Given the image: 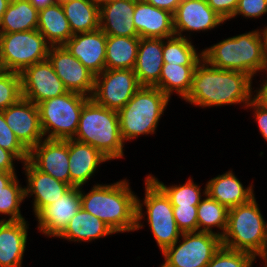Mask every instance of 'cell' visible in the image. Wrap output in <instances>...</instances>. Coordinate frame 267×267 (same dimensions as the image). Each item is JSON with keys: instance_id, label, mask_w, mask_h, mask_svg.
Segmentation results:
<instances>
[{"instance_id": "obj_1", "label": "cell", "mask_w": 267, "mask_h": 267, "mask_svg": "<svg viewBox=\"0 0 267 267\" xmlns=\"http://www.w3.org/2000/svg\"><path fill=\"white\" fill-rule=\"evenodd\" d=\"M252 80L244 72L215 68L202 59L195 67L184 101L202 108L232 104L245 108L252 99Z\"/></svg>"}, {"instance_id": "obj_2", "label": "cell", "mask_w": 267, "mask_h": 267, "mask_svg": "<svg viewBox=\"0 0 267 267\" xmlns=\"http://www.w3.org/2000/svg\"><path fill=\"white\" fill-rule=\"evenodd\" d=\"M80 187L81 207L96 216L115 233L136 231L137 195L129 180L95 184L88 193Z\"/></svg>"}, {"instance_id": "obj_3", "label": "cell", "mask_w": 267, "mask_h": 267, "mask_svg": "<svg viewBox=\"0 0 267 267\" xmlns=\"http://www.w3.org/2000/svg\"><path fill=\"white\" fill-rule=\"evenodd\" d=\"M203 59L211 66L223 70L244 72L252 79L265 72L267 60L259 29L228 37L202 50Z\"/></svg>"}, {"instance_id": "obj_4", "label": "cell", "mask_w": 267, "mask_h": 267, "mask_svg": "<svg viewBox=\"0 0 267 267\" xmlns=\"http://www.w3.org/2000/svg\"><path fill=\"white\" fill-rule=\"evenodd\" d=\"M75 140L99 150L109 160L124 157L118 113L95 103L91 98L83 105Z\"/></svg>"}, {"instance_id": "obj_5", "label": "cell", "mask_w": 267, "mask_h": 267, "mask_svg": "<svg viewBox=\"0 0 267 267\" xmlns=\"http://www.w3.org/2000/svg\"><path fill=\"white\" fill-rule=\"evenodd\" d=\"M254 196L248 202L228 209L222 246L261 258L267 249V222Z\"/></svg>"}, {"instance_id": "obj_6", "label": "cell", "mask_w": 267, "mask_h": 267, "mask_svg": "<svg viewBox=\"0 0 267 267\" xmlns=\"http://www.w3.org/2000/svg\"><path fill=\"white\" fill-rule=\"evenodd\" d=\"M170 98L159 88L141 86L118 113L123 141L154 135Z\"/></svg>"}, {"instance_id": "obj_7", "label": "cell", "mask_w": 267, "mask_h": 267, "mask_svg": "<svg viewBox=\"0 0 267 267\" xmlns=\"http://www.w3.org/2000/svg\"><path fill=\"white\" fill-rule=\"evenodd\" d=\"M145 194L143 201L137 196V224L136 231L143 228L141 220L145 219L153 234L161 253L172 246L182 235L174 214L173 206L165 193L147 176L145 177ZM145 206L146 213L143 212ZM144 215V216H143Z\"/></svg>"}, {"instance_id": "obj_8", "label": "cell", "mask_w": 267, "mask_h": 267, "mask_svg": "<svg viewBox=\"0 0 267 267\" xmlns=\"http://www.w3.org/2000/svg\"><path fill=\"white\" fill-rule=\"evenodd\" d=\"M89 99L84 95L67 91L37 104L45 139H73L79 126L83 105Z\"/></svg>"}, {"instance_id": "obj_9", "label": "cell", "mask_w": 267, "mask_h": 267, "mask_svg": "<svg viewBox=\"0 0 267 267\" xmlns=\"http://www.w3.org/2000/svg\"><path fill=\"white\" fill-rule=\"evenodd\" d=\"M50 46L37 29L0 33V68L21 73L26 67L48 59Z\"/></svg>"}, {"instance_id": "obj_10", "label": "cell", "mask_w": 267, "mask_h": 267, "mask_svg": "<svg viewBox=\"0 0 267 267\" xmlns=\"http://www.w3.org/2000/svg\"><path fill=\"white\" fill-rule=\"evenodd\" d=\"M221 246L222 239L217 234L182 233L172 246L162 252L164 263L160 267H206Z\"/></svg>"}, {"instance_id": "obj_11", "label": "cell", "mask_w": 267, "mask_h": 267, "mask_svg": "<svg viewBox=\"0 0 267 267\" xmlns=\"http://www.w3.org/2000/svg\"><path fill=\"white\" fill-rule=\"evenodd\" d=\"M140 87L133 69H105L95 76L90 98L100 106L119 111Z\"/></svg>"}, {"instance_id": "obj_12", "label": "cell", "mask_w": 267, "mask_h": 267, "mask_svg": "<svg viewBox=\"0 0 267 267\" xmlns=\"http://www.w3.org/2000/svg\"><path fill=\"white\" fill-rule=\"evenodd\" d=\"M48 60L68 92L91 97L95 75L75 58L63 45L50 46Z\"/></svg>"}, {"instance_id": "obj_13", "label": "cell", "mask_w": 267, "mask_h": 267, "mask_svg": "<svg viewBox=\"0 0 267 267\" xmlns=\"http://www.w3.org/2000/svg\"><path fill=\"white\" fill-rule=\"evenodd\" d=\"M20 76L22 97L35 105L67 92L48 59L26 67Z\"/></svg>"}, {"instance_id": "obj_14", "label": "cell", "mask_w": 267, "mask_h": 267, "mask_svg": "<svg viewBox=\"0 0 267 267\" xmlns=\"http://www.w3.org/2000/svg\"><path fill=\"white\" fill-rule=\"evenodd\" d=\"M6 123L19 141L30 151L45 139L37 105L21 98L17 103L3 110Z\"/></svg>"}, {"instance_id": "obj_15", "label": "cell", "mask_w": 267, "mask_h": 267, "mask_svg": "<svg viewBox=\"0 0 267 267\" xmlns=\"http://www.w3.org/2000/svg\"><path fill=\"white\" fill-rule=\"evenodd\" d=\"M80 208V187H71L35 216L38 221V231L47 237L57 238Z\"/></svg>"}, {"instance_id": "obj_16", "label": "cell", "mask_w": 267, "mask_h": 267, "mask_svg": "<svg viewBox=\"0 0 267 267\" xmlns=\"http://www.w3.org/2000/svg\"><path fill=\"white\" fill-rule=\"evenodd\" d=\"M225 20L220 17L206 0H182L173 14V29L177 36L184 32H201L221 26Z\"/></svg>"}, {"instance_id": "obj_17", "label": "cell", "mask_w": 267, "mask_h": 267, "mask_svg": "<svg viewBox=\"0 0 267 267\" xmlns=\"http://www.w3.org/2000/svg\"><path fill=\"white\" fill-rule=\"evenodd\" d=\"M29 161L41 172L70 185L68 139L41 140L29 151Z\"/></svg>"}, {"instance_id": "obj_18", "label": "cell", "mask_w": 267, "mask_h": 267, "mask_svg": "<svg viewBox=\"0 0 267 267\" xmlns=\"http://www.w3.org/2000/svg\"><path fill=\"white\" fill-rule=\"evenodd\" d=\"M107 35L100 29L76 33L63 45L95 76L105 69Z\"/></svg>"}, {"instance_id": "obj_19", "label": "cell", "mask_w": 267, "mask_h": 267, "mask_svg": "<svg viewBox=\"0 0 267 267\" xmlns=\"http://www.w3.org/2000/svg\"><path fill=\"white\" fill-rule=\"evenodd\" d=\"M22 165L27 178V185L26 187L24 186L25 197H33L34 216L71 188L69 184L41 172L29 160H26Z\"/></svg>"}, {"instance_id": "obj_20", "label": "cell", "mask_w": 267, "mask_h": 267, "mask_svg": "<svg viewBox=\"0 0 267 267\" xmlns=\"http://www.w3.org/2000/svg\"><path fill=\"white\" fill-rule=\"evenodd\" d=\"M68 153L71 187H83L93 177L97 167L109 161L93 146L75 139H68Z\"/></svg>"}, {"instance_id": "obj_21", "label": "cell", "mask_w": 267, "mask_h": 267, "mask_svg": "<svg viewBox=\"0 0 267 267\" xmlns=\"http://www.w3.org/2000/svg\"><path fill=\"white\" fill-rule=\"evenodd\" d=\"M133 23L139 38L166 39L175 35L173 14L143 0L135 1Z\"/></svg>"}, {"instance_id": "obj_22", "label": "cell", "mask_w": 267, "mask_h": 267, "mask_svg": "<svg viewBox=\"0 0 267 267\" xmlns=\"http://www.w3.org/2000/svg\"><path fill=\"white\" fill-rule=\"evenodd\" d=\"M136 0H113L99 7V28L111 36L139 37L133 23Z\"/></svg>"}, {"instance_id": "obj_23", "label": "cell", "mask_w": 267, "mask_h": 267, "mask_svg": "<svg viewBox=\"0 0 267 267\" xmlns=\"http://www.w3.org/2000/svg\"><path fill=\"white\" fill-rule=\"evenodd\" d=\"M27 222L0 221V267H22L27 246Z\"/></svg>"}, {"instance_id": "obj_24", "label": "cell", "mask_w": 267, "mask_h": 267, "mask_svg": "<svg viewBox=\"0 0 267 267\" xmlns=\"http://www.w3.org/2000/svg\"><path fill=\"white\" fill-rule=\"evenodd\" d=\"M162 38H140L134 72L141 86L153 87L161 76L163 60Z\"/></svg>"}, {"instance_id": "obj_25", "label": "cell", "mask_w": 267, "mask_h": 267, "mask_svg": "<svg viewBox=\"0 0 267 267\" xmlns=\"http://www.w3.org/2000/svg\"><path fill=\"white\" fill-rule=\"evenodd\" d=\"M253 187L252 183L247 188L244 187L234 172L229 170L207 181L206 193L227 209H231L252 199L255 196Z\"/></svg>"}, {"instance_id": "obj_26", "label": "cell", "mask_w": 267, "mask_h": 267, "mask_svg": "<svg viewBox=\"0 0 267 267\" xmlns=\"http://www.w3.org/2000/svg\"><path fill=\"white\" fill-rule=\"evenodd\" d=\"M115 234L111 228L82 207L57 237L72 242H91Z\"/></svg>"}, {"instance_id": "obj_27", "label": "cell", "mask_w": 267, "mask_h": 267, "mask_svg": "<svg viewBox=\"0 0 267 267\" xmlns=\"http://www.w3.org/2000/svg\"><path fill=\"white\" fill-rule=\"evenodd\" d=\"M37 30L51 46L64 45L73 36L59 1L39 10Z\"/></svg>"}, {"instance_id": "obj_28", "label": "cell", "mask_w": 267, "mask_h": 267, "mask_svg": "<svg viewBox=\"0 0 267 267\" xmlns=\"http://www.w3.org/2000/svg\"><path fill=\"white\" fill-rule=\"evenodd\" d=\"M60 3L73 34L99 28V6L94 0H61Z\"/></svg>"}, {"instance_id": "obj_29", "label": "cell", "mask_w": 267, "mask_h": 267, "mask_svg": "<svg viewBox=\"0 0 267 267\" xmlns=\"http://www.w3.org/2000/svg\"><path fill=\"white\" fill-rule=\"evenodd\" d=\"M39 11L28 0H11L0 20V33L37 29Z\"/></svg>"}, {"instance_id": "obj_30", "label": "cell", "mask_w": 267, "mask_h": 267, "mask_svg": "<svg viewBox=\"0 0 267 267\" xmlns=\"http://www.w3.org/2000/svg\"><path fill=\"white\" fill-rule=\"evenodd\" d=\"M139 41V37L107 35L106 69H134Z\"/></svg>"}, {"instance_id": "obj_31", "label": "cell", "mask_w": 267, "mask_h": 267, "mask_svg": "<svg viewBox=\"0 0 267 267\" xmlns=\"http://www.w3.org/2000/svg\"><path fill=\"white\" fill-rule=\"evenodd\" d=\"M195 67L196 65L164 64L159 81L153 87L159 88L169 98L176 93L184 99L191 89Z\"/></svg>"}, {"instance_id": "obj_32", "label": "cell", "mask_w": 267, "mask_h": 267, "mask_svg": "<svg viewBox=\"0 0 267 267\" xmlns=\"http://www.w3.org/2000/svg\"><path fill=\"white\" fill-rule=\"evenodd\" d=\"M197 219L198 232H209L222 237L227 228L228 209L206 193L197 205ZM212 228L219 230L216 232Z\"/></svg>"}, {"instance_id": "obj_33", "label": "cell", "mask_w": 267, "mask_h": 267, "mask_svg": "<svg viewBox=\"0 0 267 267\" xmlns=\"http://www.w3.org/2000/svg\"><path fill=\"white\" fill-rule=\"evenodd\" d=\"M190 40V36L177 35L163 39L164 64L197 65L203 59L202 51L197 52Z\"/></svg>"}, {"instance_id": "obj_34", "label": "cell", "mask_w": 267, "mask_h": 267, "mask_svg": "<svg viewBox=\"0 0 267 267\" xmlns=\"http://www.w3.org/2000/svg\"><path fill=\"white\" fill-rule=\"evenodd\" d=\"M147 176L165 193L172 206L198 205L206 194V186L201 193V187L191 177L184 184L167 186L152 174Z\"/></svg>"}, {"instance_id": "obj_35", "label": "cell", "mask_w": 267, "mask_h": 267, "mask_svg": "<svg viewBox=\"0 0 267 267\" xmlns=\"http://www.w3.org/2000/svg\"><path fill=\"white\" fill-rule=\"evenodd\" d=\"M18 176H15L5 187L0 190V215L9 216L0 221L25 220L21 214L20 206L25 200V188L19 184Z\"/></svg>"}, {"instance_id": "obj_36", "label": "cell", "mask_w": 267, "mask_h": 267, "mask_svg": "<svg viewBox=\"0 0 267 267\" xmlns=\"http://www.w3.org/2000/svg\"><path fill=\"white\" fill-rule=\"evenodd\" d=\"M22 98L20 73L0 70V111Z\"/></svg>"}, {"instance_id": "obj_37", "label": "cell", "mask_w": 267, "mask_h": 267, "mask_svg": "<svg viewBox=\"0 0 267 267\" xmlns=\"http://www.w3.org/2000/svg\"><path fill=\"white\" fill-rule=\"evenodd\" d=\"M255 261L250 253L221 246L206 267H252Z\"/></svg>"}, {"instance_id": "obj_38", "label": "cell", "mask_w": 267, "mask_h": 267, "mask_svg": "<svg viewBox=\"0 0 267 267\" xmlns=\"http://www.w3.org/2000/svg\"><path fill=\"white\" fill-rule=\"evenodd\" d=\"M0 147L12 152L21 163L29 160V150L19 141L6 123L3 111H0Z\"/></svg>"}, {"instance_id": "obj_39", "label": "cell", "mask_w": 267, "mask_h": 267, "mask_svg": "<svg viewBox=\"0 0 267 267\" xmlns=\"http://www.w3.org/2000/svg\"><path fill=\"white\" fill-rule=\"evenodd\" d=\"M173 214L182 233L198 232L197 205L173 206Z\"/></svg>"}, {"instance_id": "obj_40", "label": "cell", "mask_w": 267, "mask_h": 267, "mask_svg": "<svg viewBox=\"0 0 267 267\" xmlns=\"http://www.w3.org/2000/svg\"><path fill=\"white\" fill-rule=\"evenodd\" d=\"M267 13V0H239L237 9L231 19L238 15L243 18H259Z\"/></svg>"}, {"instance_id": "obj_41", "label": "cell", "mask_w": 267, "mask_h": 267, "mask_svg": "<svg viewBox=\"0 0 267 267\" xmlns=\"http://www.w3.org/2000/svg\"><path fill=\"white\" fill-rule=\"evenodd\" d=\"M207 4L225 21L234 15L239 0H206Z\"/></svg>"}, {"instance_id": "obj_42", "label": "cell", "mask_w": 267, "mask_h": 267, "mask_svg": "<svg viewBox=\"0 0 267 267\" xmlns=\"http://www.w3.org/2000/svg\"><path fill=\"white\" fill-rule=\"evenodd\" d=\"M253 110V115L255 118L256 123H258L259 131L264 138L265 141H267V109L256 103L253 99L247 104L246 109Z\"/></svg>"}, {"instance_id": "obj_43", "label": "cell", "mask_w": 267, "mask_h": 267, "mask_svg": "<svg viewBox=\"0 0 267 267\" xmlns=\"http://www.w3.org/2000/svg\"><path fill=\"white\" fill-rule=\"evenodd\" d=\"M20 161L12 152L0 147V171L15 172V161Z\"/></svg>"}, {"instance_id": "obj_44", "label": "cell", "mask_w": 267, "mask_h": 267, "mask_svg": "<svg viewBox=\"0 0 267 267\" xmlns=\"http://www.w3.org/2000/svg\"><path fill=\"white\" fill-rule=\"evenodd\" d=\"M267 73V69L265 70ZM267 78V76H265ZM263 83L260 84V87L257 90L252 91V99L267 109V79L262 80ZM255 94H254V93Z\"/></svg>"}, {"instance_id": "obj_45", "label": "cell", "mask_w": 267, "mask_h": 267, "mask_svg": "<svg viewBox=\"0 0 267 267\" xmlns=\"http://www.w3.org/2000/svg\"><path fill=\"white\" fill-rule=\"evenodd\" d=\"M157 8L164 9L174 14L182 0H143Z\"/></svg>"}, {"instance_id": "obj_46", "label": "cell", "mask_w": 267, "mask_h": 267, "mask_svg": "<svg viewBox=\"0 0 267 267\" xmlns=\"http://www.w3.org/2000/svg\"><path fill=\"white\" fill-rule=\"evenodd\" d=\"M38 11L51 6L57 2V0H28Z\"/></svg>"}, {"instance_id": "obj_47", "label": "cell", "mask_w": 267, "mask_h": 267, "mask_svg": "<svg viewBox=\"0 0 267 267\" xmlns=\"http://www.w3.org/2000/svg\"><path fill=\"white\" fill-rule=\"evenodd\" d=\"M15 176L16 173H9L6 171H0V190L5 187Z\"/></svg>"}, {"instance_id": "obj_48", "label": "cell", "mask_w": 267, "mask_h": 267, "mask_svg": "<svg viewBox=\"0 0 267 267\" xmlns=\"http://www.w3.org/2000/svg\"><path fill=\"white\" fill-rule=\"evenodd\" d=\"M262 39H263V47H264V55L267 60V26L260 30Z\"/></svg>"}, {"instance_id": "obj_49", "label": "cell", "mask_w": 267, "mask_h": 267, "mask_svg": "<svg viewBox=\"0 0 267 267\" xmlns=\"http://www.w3.org/2000/svg\"><path fill=\"white\" fill-rule=\"evenodd\" d=\"M11 0H0V20L2 18V15L5 13L7 10V7L9 5Z\"/></svg>"}, {"instance_id": "obj_50", "label": "cell", "mask_w": 267, "mask_h": 267, "mask_svg": "<svg viewBox=\"0 0 267 267\" xmlns=\"http://www.w3.org/2000/svg\"><path fill=\"white\" fill-rule=\"evenodd\" d=\"M113 0H94V2L100 7L105 3L111 2Z\"/></svg>"}, {"instance_id": "obj_51", "label": "cell", "mask_w": 267, "mask_h": 267, "mask_svg": "<svg viewBox=\"0 0 267 267\" xmlns=\"http://www.w3.org/2000/svg\"><path fill=\"white\" fill-rule=\"evenodd\" d=\"M261 260H265L267 262V249L264 255L261 257Z\"/></svg>"}, {"instance_id": "obj_52", "label": "cell", "mask_w": 267, "mask_h": 267, "mask_svg": "<svg viewBox=\"0 0 267 267\" xmlns=\"http://www.w3.org/2000/svg\"><path fill=\"white\" fill-rule=\"evenodd\" d=\"M263 262H264V267H267V262L265 261V260H263Z\"/></svg>"}]
</instances>
